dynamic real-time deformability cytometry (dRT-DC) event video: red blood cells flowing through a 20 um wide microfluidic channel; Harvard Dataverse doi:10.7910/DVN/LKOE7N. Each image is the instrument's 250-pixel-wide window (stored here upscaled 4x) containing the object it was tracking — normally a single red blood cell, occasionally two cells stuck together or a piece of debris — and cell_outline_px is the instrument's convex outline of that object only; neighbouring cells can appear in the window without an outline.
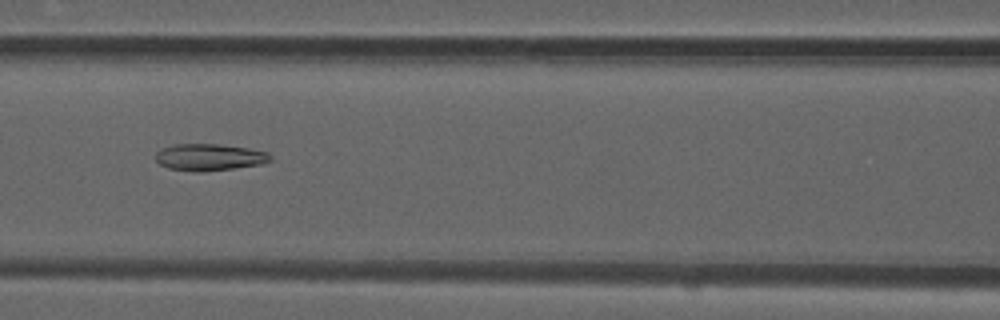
{"species": "common noctule bat (a hibernating species)", "species_latin": "Nyctalus noctula", "temperature_condition": "room temperature", "stored_images_in_passage": 52, "camera_frame_rate_fps": 3000, "um_per_image_px": 0.085, "animal": {"sex": "male", "forearm_length_mm": 52.5}, "frame": {"image": 1, "passage_image": 23, "time_ms": 7.333, "image_size_px": [1000, 320], "cell_outline_px": [[272, 160], [260, 164], [232, 168], [200, 172], [196, 172], [168, 168], [160, 164], [156, 160], [156, 152], [160, 148], [176, 144], [220, 144], [248, 148], [268, 152], [272, 156]], "centroid_in_image_um": [17.79, 13.35], "position_along_channel_um": 148.8, "area_um2": 17.92}}
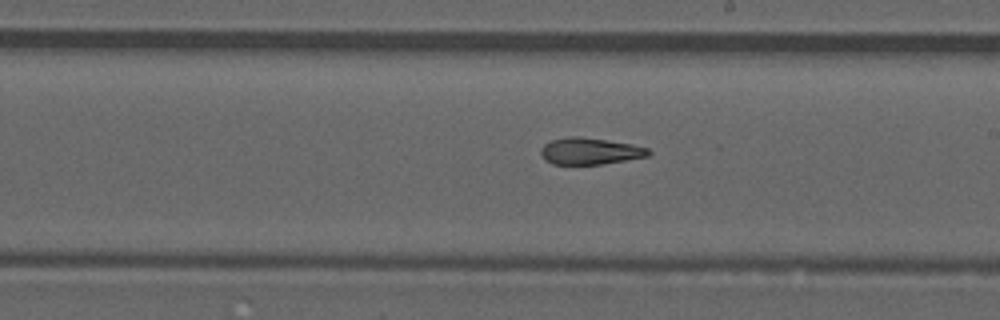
{"frame": {"image": 2, "passage_image": 30, "time_ms": 9.667, "image_size_px": [1000, 320], "cell_outline_px": [[652, 152], [648, 156], [600, 164], [552, 164], [544, 160], [540, 152], [540, 148], [544, 144], [552, 140], [568, 136], [576, 136], [632, 144], [648, 148]], "centroid_in_image_um": [50.11, 12.85], "position_along_channel_um": 238.9, "area_um2": 16.59}}
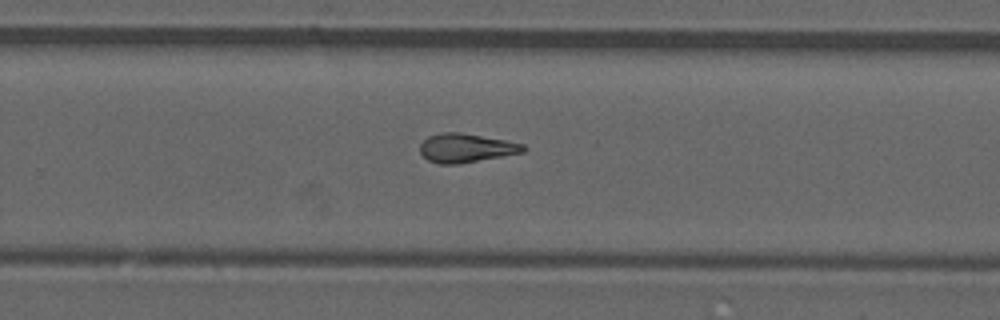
{"frame": {"image": 3, "passage_image": 34, "time_ms": 11.0, "image_size_px": [1000, 320], "cell_outline_px": [[528, 148], [524, 152], [460, 164], [440, 164], [428, 160], [420, 152], [420, 144], [428, 136], [444, 132], [460, 132], [504, 140], [524, 144]], "centroid_in_image_um": [39.62, 12.58], "position_along_channel_um": 290.2, "area_um2": 17.34}, "authors_computed_cell_mechanics": {"area_um2": 17.8891, "velocity_mm_per_s": 3.8794, "shape_relaxation_time_tau1_ms": null, "shape_relaxation_time_tau2_ms": 5.3061, "deformation_change_tau1": null, "deformation_change_tau2": 0.1555}}